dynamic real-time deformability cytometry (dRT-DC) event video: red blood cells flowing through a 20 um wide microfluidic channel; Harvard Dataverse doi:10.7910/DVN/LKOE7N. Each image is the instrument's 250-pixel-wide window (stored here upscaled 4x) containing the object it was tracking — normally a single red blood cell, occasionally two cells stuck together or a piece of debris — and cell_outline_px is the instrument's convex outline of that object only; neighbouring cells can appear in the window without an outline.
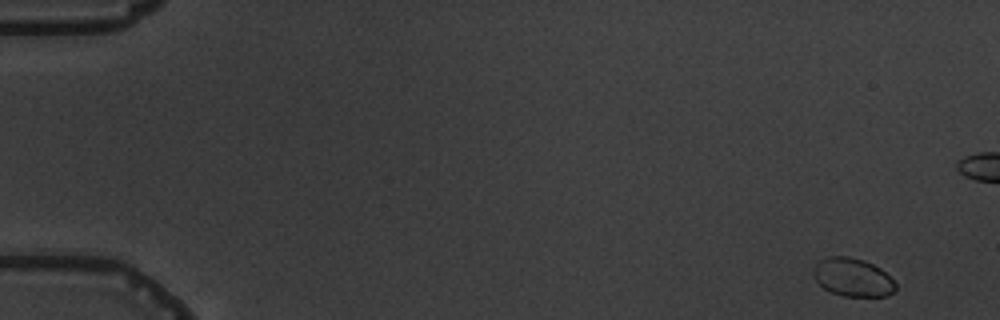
{"species": "common noctule bat (a hibernating species)", "species_latin": "Nyctalus noctula", "temperature_condition": "warm", "stored_images_in_passage": 9, "segment_of_instrument_passage": [1, 2], "camera_frame_rate_fps": 3000, "um_per_image_px": 0.085, "animal": {"sex": "male", "body_mass_g": 19.5, "forearm_length_mm": 54.6}, "frame": {"image": 1, "passage_image": 1, "time_ms": 0.0, "image_size_px": [1000, 320], "cell_outline_px": [[896, 288], [888, 296], [844, 296], [832, 292], [824, 288], [812, 276], [812, 268], [820, 260], [828, 256], [848, 256], [864, 260], [880, 268], [896, 284]], "centroid_in_image_um": [72.45, 23.56], "position_along_channel_um": 12.6, "area_um2": 18.26}}
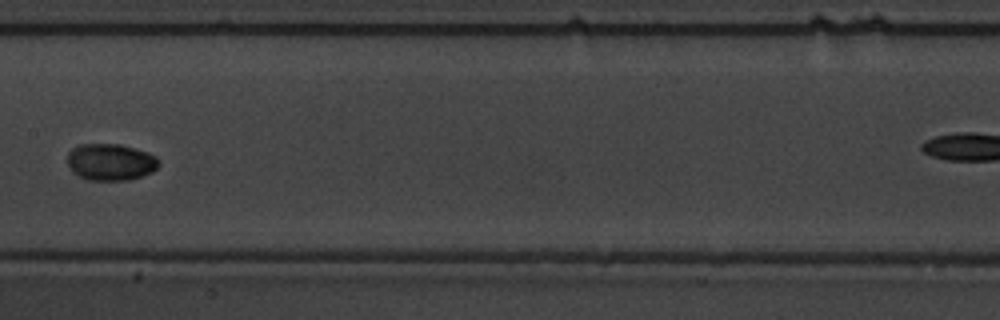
{"frame": {"image": 2, "passage_image": 8, "time_ms": 9.0, "image_size_px": [1000, 320], "cell_outline_px": [[160, 164], [152, 172], [128, 180], [88, 180], [72, 172], [68, 164], [68, 152], [72, 148], [80, 144], [120, 144], [148, 152], [156, 156]], "centroid_in_image_um": [9.39, 13.77], "position_along_channel_um": 198.0, "area_um2": 19.59}}